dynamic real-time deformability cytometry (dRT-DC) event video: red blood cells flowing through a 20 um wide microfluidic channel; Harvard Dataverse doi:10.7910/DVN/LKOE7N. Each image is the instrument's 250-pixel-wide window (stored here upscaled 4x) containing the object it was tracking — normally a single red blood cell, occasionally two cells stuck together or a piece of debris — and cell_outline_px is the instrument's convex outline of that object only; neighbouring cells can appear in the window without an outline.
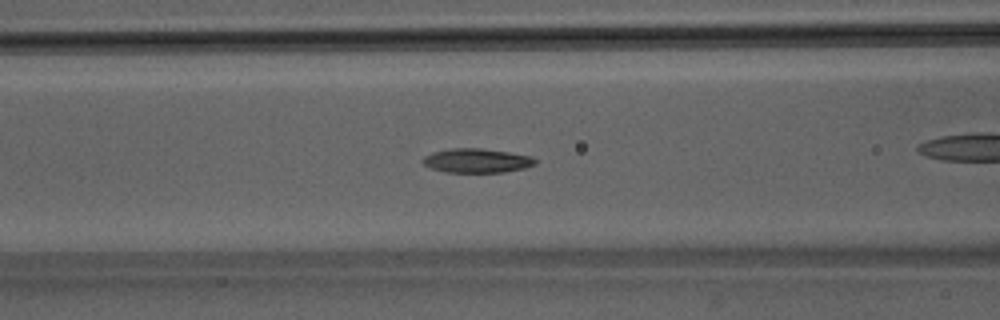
{"species": "Egyptian fruit bat (a non-hibernating species)", "species_latin": "Rousettus aegyptiacus", "temperature_condition": "room temperature", "stored_images_in_passage": 44, "camera_frame_rate_fps": 3000, "um_per_image_px": 0.085, "animal": {"sex": "male"}, "frame": {"image": 1, "passage_image": 13, "time_ms": 4.0, "image_size_px": [1000, 320], "cell_outline_px": [[536, 164], [524, 168], [504, 172], [444, 172], [432, 168], [424, 164], [420, 160], [424, 156], [432, 152], [452, 148], [480, 148], [508, 152], [532, 156], [536, 160]], "centroid_in_image_um": [40.51, 13.65], "position_along_channel_um": 126.1, "area_um2": 15.84}}
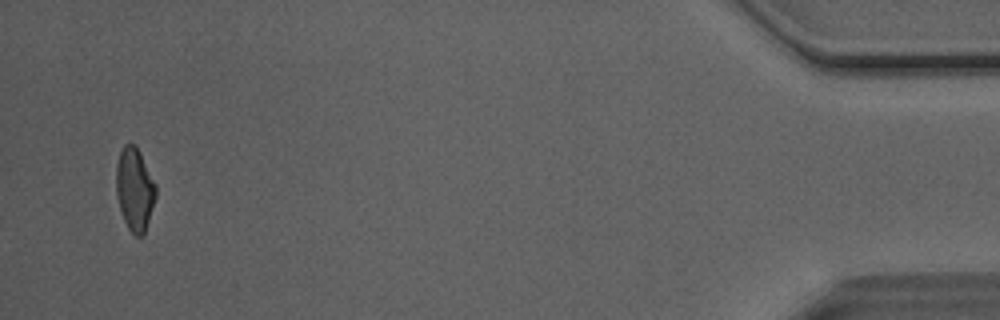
{"frame": {"image": 2, "passage_image": 44, "time_ms": 14.333, "image_size_px": [1000, 320], "cell_outline_px": [[156, 196], [144, 232], [140, 236], [136, 236], [128, 228], [124, 220], [116, 196], [116, 164], [120, 152], [124, 144], [132, 144], [140, 152], [156, 184]], "centroid_in_image_um": [11.43, 16.07], "position_along_channel_um": 423.8, "area_um2": 18.9}, "authors_computed_cell_mechanics": {"area_um2": 15.5482, "velocity_mm_per_s": 4.0779, "shape_relaxation_time_tau1_ms": 5.1863, "shape_relaxation_time_tau2_ms": 5.4272, "deformation_change_tau1": 0.15, "deformation_change_tau2": 0.11}}